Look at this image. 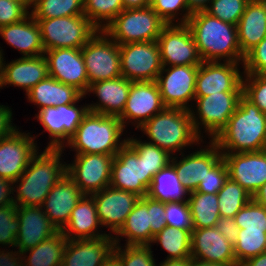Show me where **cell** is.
I'll return each mask as SVG.
<instances>
[{"mask_svg": "<svg viewBox=\"0 0 266 266\" xmlns=\"http://www.w3.org/2000/svg\"><path fill=\"white\" fill-rule=\"evenodd\" d=\"M115 244L120 243L121 238L125 237V245H152L150 211H148V196L140 198L134 205L132 211L121 229L115 234Z\"/></svg>", "mask_w": 266, "mask_h": 266, "instance_id": "d6a6232c", "label": "cell"}, {"mask_svg": "<svg viewBox=\"0 0 266 266\" xmlns=\"http://www.w3.org/2000/svg\"><path fill=\"white\" fill-rule=\"evenodd\" d=\"M241 266H266V252L248 259Z\"/></svg>", "mask_w": 266, "mask_h": 266, "instance_id": "94428289", "label": "cell"}, {"mask_svg": "<svg viewBox=\"0 0 266 266\" xmlns=\"http://www.w3.org/2000/svg\"><path fill=\"white\" fill-rule=\"evenodd\" d=\"M0 266H13V265L11 263L4 262V263H0Z\"/></svg>", "mask_w": 266, "mask_h": 266, "instance_id": "2644e50d", "label": "cell"}, {"mask_svg": "<svg viewBox=\"0 0 266 266\" xmlns=\"http://www.w3.org/2000/svg\"><path fill=\"white\" fill-rule=\"evenodd\" d=\"M15 1H18L22 4H24L28 9H31L30 8V0H15Z\"/></svg>", "mask_w": 266, "mask_h": 266, "instance_id": "003e7915", "label": "cell"}, {"mask_svg": "<svg viewBox=\"0 0 266 266\" xmlns=\"http://www.w3.org/2000/svg\"><path fill=\"white\" fill-rule=\"evenodd\" d=\"M1 62L3 86L21 87L28 93L35 85L49 76L48 64L44 55L20 57L9 63Z\"/></svg>", "mask_w": 266, "mask_h": 266, "instance_id": "4316f807", "label": "cell"}, {"mask_svg": "<svg viewBox=\"0 0 266 266\" xmlns=\"http://www.w3.org/2000/svg\"><path fill=\"white\" fill-rule=\"evenodd\" d=\"M83 196L84 194L66 173L50 190L41 208L55 227L61 231Z\"/></svg>", "mask_w": 266, "mask_h": 266, "instance_id": "d4e9b609", "label": "cell"}, {"mask_svg": "<svg viewBox=\"0 0 266 266\" xmlns=\"http://www.w3.org/2000/svg\"><path fill=\"white\" fill-rule=\"evenodd\" d=\"M89 85L98 81L111 80L121 76L119 44L103 30L81 48Z\"/></svg>", "mask_w": 266, "mask_h": 266, "instance_id": "9c48e42d", "label": "cell"}, {"mask_svg": "<svg viewBox=\"0 0 266 266\" xmlns=\"http://www.w3.org/2000/svg\"><path fill=\"white\" fill-rule=\"evenodd\" d=\"M124 9H141L151 6V0H122Z\"/></svg>", "mask_w": 266, "mask_h": 266, "instance_id": "91938a15", "label": "cell"}, {"mask_svg": "<svg viewBox=\"0 0 266 266\" xmlns=\"http://www.w3.org/2000/svg\"><path fill=\"white\" fill-rule=\"evenodd\" d=\"M123 10L122 0H84V15L98 30H104Z\"/></svg>", "mask_w": 266, "mask_h": 266, "instance_id": "b9f144b4", "label": "cell"}, {"mask_svg": "<svg viewBox=\"0 0 266 266\" xmlns=\"http://www.w3.org/2000/svg\"><path fill=\"white\" fill-rule=\"evenodd\" d=\"M186 24L202 61L221 62L223 58V62H244L236 25L223 22L205 11L193 13Z\"/></svg>", "mask_w": 266, "mask_h": 266, "instance_id": "7a4b0ae2", "label": "cell"}, {"mask_svg": "<svg viewBox=\"0 0 266 266\" xmlns=\"http://www.w3.org/2000/svg\"><path fill=\"white\" fill-rule=\"evenodd\" d=\"M148 211H150L151 243L165 226V202L155 200L148 196Z\"/></svg>", "mask_w": 266, "mask_h": 266, "instance_id": "db71d44e", "label": "cell"}, {"mask_svg": "<svg viewBox=\"0 0 266 266\" xmlns=\"http://www.w3.org/2000/svg\"><path fill=\"white\" fill-rule=\"evenodd\" d=\"M236 27L240 50L245 56L266 37V0H250Z\"/></svg>", "mask_w": 266, "mask_h": 266, "instance_id": "4dcf8cb0", "label": "cell"}, {"mask_svg": "<svg viewBox=\"0 0 266 266\" xmlns=\"http://www.w3.org/2000/svg\"><path fill=\"white\" fill-rule=\"evenodd\" d=\"M124 129L118 116L88 111L63 149L68 145L76 154L115 156L127 142V138L120 142Z\"/></svg>", "mask_w": 266, "mask_h": 266, "instance_id": "277c9868", "label": "cell"}, {"mask_svg": "<svg viewBox=\"0 0 266 266\" xmlns=\"http://www.w3.org/2000/svg\"><path fill=\"white\" fill-rule=\"evenodd\" d=\"M12 110L8 106L0 105V139L10 135L17 129L16 125L13 126Z\"/></svg>", "mask_w": 266, "mask_h": 266, "instance_id": "9f6ffc18", "label": "cell"}, {"mask_svg": "<svg viewBox=\"0 0 266 266\" xmlns=\"http://www.w3.org/2000/svg\"><path fill=\"white\" fill-rule=\"evenodd\" d=\"M250 0H212L206 13L223 22L237 25Z\"/></svg>", "mask_w": 266, "mask_h": 266, "instance_id": "ee69618b", "label": "cell"}, {"mask_svg": "<svg viewBox=\"0 0 266 266\" xmlns=\"http://www.w3.org/2000/svg\"><path fill=\"white\" fill-rule=\"evenodd\" d=\"M49 76L66 85L74 86L85 97L89 79L81 49L58 48L44 52Z\"/></svg>", "mask_w": 266, "mask_h": 266, "instance_id": "ffe728a7", "label": "cell"}, {"mask_svg": "<svg viewBox=\"0 0 266 266\" xmlns=\"http://www.w3.org/2000/svg\"><path fill=\"white\" fill-rule=\"evenodd\" d=\"M165 108L156 81L132 82L123 112L118 117L124 128L126 123L134 121L132 124L139 130L146 121Z\"/></svg>", "mask_w": 266, "mask_h": 266, "instance_id": "ac0fdd59", "label": "cell"}, {"mask_svg": "<svg viewBox=\"0 0 266 266\" xmlns=\"http://www.w3.org/2000/svg\"><path fill=\"white\" fill-rule=\"evenodd\" d=\"M136 153L143 159L146 166V174H151V182L153 177L163 168H165L171 161L172 155L166 150H163L151 144L148 141H141L140 139L128 138L126 142Z\"/></svg>", "mask_w": 266, "mask_h": 266, "instance_id": "60d3db41", "label": "cell"}, {"mask_svg": "<svg viewBox=\"0 0 266 266\" xmlns=\"http://www.w3.org/2000/svg\"><path fill=\"white\" fill-rule=\"evenodd\" d=\"M139 128L148 136L149 143L166 150L172 156L184 147L203 142L195 131L190 111L184 108L166 107Z\"/></svg>", "mask_w": 266, "mask_h": 266, "instance_id": "5b68a950", "label": "cell"}, {"mask_svg": "<svg viewBox=\"0 0 266 266\" xmlns=\"http://www.w3.org/2000/svg\"><path fill=\"white\" fill-rule=\"evenodd\" d=\"M188 204L193 229L215 227L217 225L220 217L217 194L191 192L188 195Z\"/></svg>", "mask_w": 266, "mask_h": 266, "instance_id": "d590c367", "label": "cell"}, {"mask_svg": "<svg viewBox=\"0 0 266 266\" xmlns=\"http://www.w3.org/2000/svg\"><path fill=\"white\" fill-rule=\"evenodd\" d=\"M22 133L18 129L0 139V177L16 181L26 170L31 158L39 151L37 136Z\"/></svg>", "mask_w": 266, "mask_h": 266, "instance_id": "d6986e66", "label": "cell"}, {"mask_svg": "<svg viewBox=\"0 0 266 266\" xmlns=\"http://www.w3.org/2000/svg\"><path fill=\"white\" fill-rule=\"evenodd\" d=\"M29 102L38 105L39 110L46 107L78 103L84 95L74 86L66 85L48 76L26 93Z\"/></svg>", "mask_w": 266, "mask_h": 266, "instance_id": "1f68e13d", "label": "cell"}, {"mask_svg": "<svg viewBox=\"0 0 266 266\" xmlns=\"http://www.w3.org/2000/svg\"><path fill=\"white\" fill-rule=\"evenodd\" d=\"M0 36L11 47L19 50L22 57L44 55L41 30L31 14L19 22L1 26Z\"/></svg>", "mask_w": 266, "mask_h": 266, "instance_id": "f1b7e54d", "label": "cell"}, {"mask_svg": "<svg viewBox=\"0 0 266 266\" xmlns=\"http://www.w3.org/2000/svg\"><path fill=\"white\" fill-rule=\"evenodd\" d=\"M228 177L252 196L266 183V150L258 152L222 153Z\"/></svg>", "mask_w": 266, "mask_h": 266, "instance_id": "44dd1931", "label": "cell"}, {"mask_svg": "<svg viewBox=\"0 0 266 266\" xmlns=\"http://www.w3.org/2000/svg\"><path fill=\"white\" fill-rule=\"evenodd\" d=\"M3 87L2 69L0 68V89Z\"/></svg>", "mask_w": 266, "mask_h": 266, "instance_id": "a7ac6f4b", "label": "cell"}, {"mask_svg": "<svg viewBox=\"0 0 266 266\" xmlns=\"http://www.w3.org/2000/svg\"><path fill=\"white\" fill-rule=\"evenodd\" d=\"M243 73L266 75V37L244 57Z\"/></svg>", "mask_w": 266, "mask_h": 266, "instance_id": "816d5d0a", "label": "cell"}, {"mask_svg": "<svg viewBox=\"0 0 266 266\" xmlns=\"http://www.w3.org/2000/svg\"><path fill=\"white\" fill-rule=\"evenodd\" d=\"M217 195L219 214L227 218H234L241 208L253 198L249 192L229 177Z\"/></svg>", "mask_w": 266, "mask_h": 266, "instance_id": "f35d334b", "label": "cell"}, {"mask_svg": "<svg viewBox=\"0 0 266 266\" xmlns=\"http://www.w3.org/2000/svg\"><path fill=\"white\" fill-rule=\"evenodd\" d=\"M22 3L15 0H0V27L19 22L30 12Z\"/></svg>", "mask_w": 266, "mask_h": 266, "instance_id": "f5cc1de1", "label": "cell"}, {"mask_svg": "<svg viewBox=\"0 0 266 266\" xmlns=\"http://www.w3.org/2000/svg\"><path fill=\"white\" fill-rule=\"evenodd\" d=\"M30 14L34 19L84 15V0H36Z\"/></svg>", "mask_w": 266, "mask_h": 266, "instance_id": "74e56055", "label": "cell"}, {"mask_svg": "<svg viewBox=\"0 0 266 266\" xmlns=\"http://www.w3.org/2000/svg\"><path fill=\"white\" fill-rule=\"evenodd\" d=\"M243 94L266 114V75L244 73Z\"/></svg>", "mask_w": 266, "mask_h": 266, "instance_id": "7dc6e473", "label": "cell"}, {"mask_svg": "<svg viewBox=\"0 0 266 266\" xmlns=\"http://www.w3.org/2000/svg\"><path fill=\"white\" fill-rule=\"evenodd\" d=\"M100 225L93 196L84 195L72 210L69 221L61 232L68 240L108 236L109 234L97 230Z\"/></svg>", "mask_w": 266, "mask_h": 266, "instance_id": "f546056e", "label": "cell"}, {"mask_svg": "<svg viewBox=\"0 0 266 266\" xmlns=\"http://www.w3.org/2000/svg\"><path fill=\"white\" fill-rule=\"evenodd\" d=\"M186 195H189V192L181 184L180 177L171 163L153 177L147 194L161 202L188 201Z\"/></svg>", "mask_w": 266, "mask_h": 266, "instance_id": "e575fe53", "label": "cell"}, {"mask_svg": "<svg viewBox=\"0 0 266 266\" xmlns=\"http://www.w3.org/2000/svg\"><path fill=\"white\" fill-rule=\"evenodd\" d=\"M238 229L264 230L266 232V209L253 198L234 217Z\"/></svg>", "mask_w": 266, "mask_h": 266, "instance_id": "f6af8a7d", "label": "cell"}, {"mask_svg": "<svg viewBox=\"0 0 266 266\" xmlns=\"http://www.w3.org/2000/svg\"><path fill=\"white\" fill-rule=\"evenodd\" d=\"M239 63L203 61L195 82V96H208L217 92H243Z\"/></svg>", "mask_w": 266, "mask_h": 266, "instance_id": "e0dca14e", "label": "cell"}, {"mask_svg": "<svg viewBox=\"0 0 266 266\" xmlns=\"http://www.w3.org/2000/svg\"><path fill=\"white\" fill-rule=\"evenodd\" d=\"M18 231L17 205L0 207V244L15 247Z\"/></svg>", "mask_w": 266, "mask_h": 266, "instance_id": "c3c4849f", "label": "cell"}, {"mask_svg": "<svg viewBox=\"0 0 266 266\" xmlns=\"http://www.w3.org/2000/svg\"><path fill=\"white\" fill-rule=\"evenodd\" d=\"M150 185L151 174H146L145 162L126 143L114 156L109 186L142 198Z\"/></svg>", "mask_w": 266, "mask_h": 266, "instance_id": "9a60e30c", "label": "cell"}, {"mask_svg": "<svg viewBox=\"0 0 266 266\" xmlns=\"http://www.w3.org/2000/svg\"><path fill=\"white\" fill-rule=\"evenodd\" d=\"M216 227L218 231L234 245L238 237V226L234 218L220 216Z\"/></svg>", "mask_w": 266, "mask_h": 266, "instance_id": "11a10c76", "label": "cell"}, {"mask_svg": "<svg viewBox=\"0 0 266 266\" xmlns=\"http://www.w3.org/2000/svg\"><path fill=\"white\" fill-rule=\"evenodd\" d=\"M228 178V170L223 158L207 172L204 180H201L196 191L206 194H217Z\"/></svg>", "mask_w": 266, "mask_h": 266, "instance_id": "f907efd6", "label": "cell"}, {"mask_svg": "<svg viewBox=\"0 0 266 266\" xmlns=\"http://www.w3.org/2000/svg\"><path fill=\"white\" fill-rule=\"evenodd\" d=\"M14 182L9 179L0 177V207L7 205H15L14 197L10 194H14Z\"/></svg>", "mask_w": 266, "mask_h": 266, "instance_id": "6f0895ef", "label": "cell"}, {"mask_svg": "<svg viewBox=\"0 0 266 266\" xmlns=\"http://www.w3.org/2000/svg\"><path fill=\"white\" fill-rule=\"evenodd\" d=\"M3 49H0V68H1V62H2V58L4 57L3 56Z\"/></svg>", "mask_w": 266, "mask_h": 266, "instance_id": "89a4df30", "label": "cell"}, {"mask_svg": "<svg viewBox=\"0 0 266 266\" xmlns=\"http://www.w3.org/2000/svg\"><path fill=\"white\" fill-rule=\"evenodd\" d=\"M253 199L266 209V183L255 193Z\"/></svg>", "mask_w": 266, "mask_h": 266, "instance_id": "be15d7a7", "label": "cell"}, {"mask_svg": "<svg viewBox=\"0 0 266 266\" xmlns=\"http://www.w3.org/2000/svg\"><path fill=\"white\" fill-rule=\"evenodd\" d=\"M242 94L243 92H217L208 96H195L197 112L193 108L189 111L197 134L201 137L200 129H206L205 133L213 140L228 124Z\"/></svg>", "mask_w": 266, "mask_h": 266, "instance_id": "ba28073f", "label": "cell"}, {"mask_svg": "<svg viewBox=\"0 0 266 266\" xmlns=\"http://www.w3.org/2000/svg\"><path fill=\"white\" fill-rule=\"evenodd\" d=\"M36 0H30V7L32 8L33 2Z\"/></svg>", "mask_w": 266, "mask_h": 266, "instance_id": "8c879c8a", "label": "cell"}, {"mask_svg": "<svg viewBox=\"0 0 266 266\" xmlns=\"http://www.w3.org/2000/svg\"><path fill=\"white\" fill-rule=\"evenodd\" d=\"M75 104L46 107L39 110L35 116L45 131L49 132L51 140L46 148H63L64 143L66 144L75 134L89 111L87 104L83 107Z\"/></svg>", "mask_w": 266, "mask_h": 266, "instance_id": "2e32d148", "label": "cell"}, {"mask_svg": "<svg viewBox=\"0 0 266 266\" xmlns=\"http://www.w3.org/2000/svg\"><path fill=\"white\" fill-rule=\"evenodd\" d=\"M62 151L63 148L45 147L31 158L26 170L14 181L15 205L42 206L50 190L66 174L67 163L60 161Z\"/></svg>", "mask_w": 266, "mask_h": 266, "instance_id": "3957f363", "label": "cell"}, {"mask_svg": "<svg viewBox=\"0 0 266 266\" xmlns=\"http://www.w3.org/2000/svg\"><path fill=\"white\" fill-rule=\"evenodd\" d=\"M157 42L163 67L200 65L203 62L187 24H166Z\"/></svg>", "mask_w": 266, "mask_h": 266, "instance_id": "4fadbf2b", "label": "cell"}, {"mask_svg": "<svg viewBox=\"0 0 266 266\" xmlns=\"http://www.w3.org/2000/svg\"><path fill=\"white\" fill-rule=\"evenodd\" d=\"M191 232L171 226H165L152 243H159L168 252L167 259L191 258Z\"/></svg>", "mask_w": 266, "mask_h": 266, "instance_id": "8d00e7d4", "label": "cell"}, {"mask_svg": "<svg viewBox=\"0 0 266 266\" xmlns=\"http://www.w3.org/2000/svg\"><path fill=\"white\" fill-rule=\"evenodd\" d=\"M36 21L45 51L58 48L81 49L98 31L85 15Z\"/></svg>", "mask_w": 266, "mask_h": 266, "instance_id": "52a82bcc", "label": "cell"}, {"mask_svg": "<svg viewBox=\"0 0 266 266\" xmlns=\"http://www.w3.org/2000/svg\"><path fill=\"white\" fill-rule=\"evenodd\" d=\"M166 23L151 6L124 9L105 28L104 32L119 45L157 41Z\"/></svg>", "mask_w": 266, "mask_h": 266, "instance_id": "8992f818", "label": "cell"}, {"mask_svg": "<svg viewBox=\"0 0 266 266\" xmlns=\"http://www.w3.org/2000/svg\"><path fill=\"white\" fill-rule=\"evenodd\" d=\"M191 258L207 263L237 264L234 245L216 226L192 230Z\"/></svg>", "mask_w": 266, "mask_h": 266, "instance_id": "cb8c5ba5", "label": "cell"}, {"mask_svg": "<svg viewBox=\"0 0 266 266\" xmlns=\"http://www.w3.org/2000/svg\"><path fill=\"white\" fill-rule=\"evenodd\" d=\"M212 0H187V7L191 14L205 11Z\"/></svg>", "mask_w": 266, "mask_h": 266, "instance_id": "680465c9", "label": "cell"}, {"mask_svg": "<svg viewBox=\"0 0 266 266\" xmlns=\"http://www.w3.org/2000/svg\"><path fill=\"white\" fill-rule=\"evenodd\" d=\"M265 252L266 232L264 230L238 229V237L234 243V254L238 266Z\"/></svg>", "mask_w": 266, "mask_h": 266, "instance_id": "ab89813d", "label": "cell"}, {"mask_svg": "<svg viewBox=\"0 0 266 266\" xmlns=\"http://www.w3.org/2000/svg\"><path fill=\"white\" fill-rule=\"evenodd\" d=\"M121 76L132 81H156L162 71L160 48L157 41L119 45Z\"/></svg>", "mask_w": 266, "mask_h": 266, "instance_id": "30bf717a", "label": "cell"}, {"mask_svg": "<svg viewBox=\"0 0 266 266\" xmlns=\"http://www.w3.org/2000/svg\"><path fill=\"white\" fill-rule=\"evenodd\" d=\"M212 141L221 153L266 150V114L242 94L228 124Z\"/></svg>", "mask_w": 266, "mask_h": 266, "instance_id": "6da1fadb", "label": "cell"}, {"mask_svg": "<svg viewBox=\"0 0 266 266\" xmlns=\"http://www.w3.org/2000/svg\"><path fill=\"white\" fill-rule=\"evenodd\" d=\"M180 153L183 157L178 161L174 156L171 157L170 163L174 166L175 171L180 177L181 184L189 192L196 191L201 180L221 159L222 153L216 144L210 140L207 148H200L187 156Z\"/></svg>", "mask_w": 266, "mask_h": 266, "instance_id": "603a6c76", "label": "cell"}, {"mask_svg": "<svg viewBox=\"0 0 266 266\" xmlns=\"http://www.w3.org/2000/svg\"><path fill=\"white\" fill-rule=\"evenodd\" d=\"M101 227H108L114 235L124 225L135 203L140 199L135 193L111 186L92 194Z\"/></svg>", "mask_w": 266, "mask_h": 266, "instance_id": "7402d4cb", "label": "cell"}, {"mask_svg": "<svg viewBox=\"0 0 266 266\" xmlns=\"http://www.w3.org/2000/svg\"><path fill=\"white\" fill-rule=\"evenodd\" d=\"M198 67L199 65H177L162 68L156 83L166 107L191 109L189 101L195 99Z\"/></svg>", "mask_w": 266, "mask_h": 266, "instance_id": "5bb4252c", "label": "cell"}, {"mask_svg": "<svg viewBox=\"0 0 266 266\" xmlns=\"http://www.w3.org/2000/svg\"><path fill=\"white\" fill-rule=\"evenodd\" d=\"M67 240L59 231L36 247L21 252L11 264L13 266H62L63 252ZM27 252L29 257L25 256Z\"/></svg>", "mask_w": 266, "mask_h": 266, "instance_id": "836d02e7", "label": "cell"}, {"mask_svg": "<svg viewBox=\"0 0 266 266\" xmlns=\"http://www.w3.org/2000/svg\"><path fill=\"white\" fill-rule=\"evenodd\" d=\"M132 81L120 76L89 85L87 93H95L99 103L88 104V110L109 116H119L125 107Z\"/></svg>", "mask_w": 266, "mask_h": 266, "instance_id": "83f0119b", "label": "cell"}, {"mask_svg": "<svg viewBox=\"0 0 266 266\" xmlns=\"http://www.w3.org/2000/svg\"><path fill=\"white\" fill-rule=\"evenodd\" d=\"M164 216L167 226L183 230H193L192 216L188 201L165 202Z\"/></svg>", "mask_w": 266, "mask_h": 266, "instance_id": "681fc988", "label": "cell"}, {"mask_svg": "<svg viewBox=\"0 0 266 266\" xmlns=\"http://www.w3.org/2000/svg\"><path fill=\"white\" fill-rule=\"evenodd\" d=\"M157 266H191V258L185 259H165Z\"/></svg>", "mask_w": 266, "mask_h": 266, "instance_id": "6125c7cd", "label": "cell"}, {"mask_svg": "<svg viewBox=\"0 0 266 266\" xmlns=\"http://www.w3.org/2000/svg\"><path fill=\"white\" fill-rule=\"evenodd\" d=\"M66 173L84 195H92L108 187L114 156L107 154H76Z\"/></svg>", "mask_w": 266, "mask_h": 266, "instance_id": "7c38bea8", "label": "cell"}, {"mask_svg": "<svg viewBox=\"0 0 266 266\" xmlns=\"http://www.w3.org/2000/svg\"><path fill=\"white\" fill-rule=\"evenodd\" d=\"M67 240L62 266H102L113 253L114 237Z\"/></svg>", "mask_w": 266, "mask_h": 266, "instance_id": "484cf974", "label": "cell"}, {"mask_svg": "<svg viewBox=\"0 0 266 266\" xmlns=\"http://www.w3.org/2000/svg\"><path fill=\"white\" fill-rule=\"evenodd\" d=\"M102 266H122L120 260L112 253Z\"/></svg>", "mask_w": 266, "mask_h": 266, "instance_id": "03108f58", "label": "cell"}, {"mask_svg": "<svg viewBox=\"0 0 266 266\" xmlns=\"http://www.w3.org/2000/svg\"><path fill=\"white\" fill-rule=\"evenodd\" d=\"M151 7L166 24H173V21L174 24H186L192 15L187 7V0H151ZM178 11L185 12L180 13V19L176 17Z\"/></svg>", "mask_w": 266, "mask_h": 266, "instance_id": "bcb514c9", "label": "cell"}, {"mask_svg": "<svg viewBox=\"0 0 266 266\" xmlns=\"http://www.w3.org/2000/svg\"><path fill=\"white\" fill-rule=\"evenodd\" d=\"M191 266H238V265L200 262L191 258Z\"/></svg>", "mask_w": 266, "mask_h": 266, "instance_id": "e7e4bbea", "label": "cell"}, {"mask_svg": "<svg viewBox=\"0 0 266 266\" xmlns=\"http://www.w3.org/2000/svg\"><path fill=\"white\" fill-rule=\"evenodd\" d=\"M17 217L19 231L15 248L17 247L18 251L0 249V263H11L21 252L36 247L59 232L41 207L17 206Z\"/></svg>", "mask_w": 266, "mask_h": 266, "instance_id": "8fae6325", "label": "cell"}, {"mask_svg": "<svg viewBox=\"0 0 266 266\" xmlns=\"http://www.w3.org/2000/svg\"><path fill=\"white\" fill-rule=\"evenodd\" d=\"M151 245L115 244L113 254L120 260L122 266H157L153 258Z\"/></svg>", "mask_w": 266, "mask_h": 266, "instance_id": "7bdbcfd3", "label": "cell"}]
</instances>
